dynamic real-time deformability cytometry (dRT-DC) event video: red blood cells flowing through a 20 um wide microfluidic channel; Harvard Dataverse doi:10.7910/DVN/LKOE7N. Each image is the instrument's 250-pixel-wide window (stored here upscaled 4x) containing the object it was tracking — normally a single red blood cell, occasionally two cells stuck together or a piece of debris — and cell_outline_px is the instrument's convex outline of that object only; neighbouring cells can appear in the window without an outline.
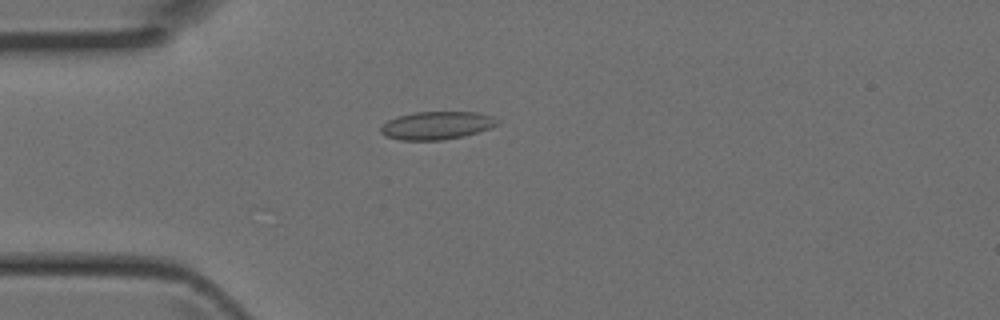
{"species": "Egyptian fruit bat (a non-hibernating species)", "species_latin": "Rousettus aegyptiacus", "temperature_condition": "room temperature", "stored_images_in_passage": 4, "camera_frame_rate_fps": 3000, "um_per_image_px": 0.085, "animal": {"sex": "female"}, "frame": {"image": 1, "passage_image": 4, "time_ms": 1.0, "image_size_px": [1000, 320], "cell_outline_px": [[500, 124], [492, 128], [464, 136], [444, 140], [400, 140], [384, 136], [380, 132], [380, 128], [388, 120], [396, 116], [416, 112], [480, 112], [492, 116], [500, 120]], "centroid_in_image_um": [37.16, 10.66], "position_along_channel_um": 47.8, "area_um2": 19.31}}